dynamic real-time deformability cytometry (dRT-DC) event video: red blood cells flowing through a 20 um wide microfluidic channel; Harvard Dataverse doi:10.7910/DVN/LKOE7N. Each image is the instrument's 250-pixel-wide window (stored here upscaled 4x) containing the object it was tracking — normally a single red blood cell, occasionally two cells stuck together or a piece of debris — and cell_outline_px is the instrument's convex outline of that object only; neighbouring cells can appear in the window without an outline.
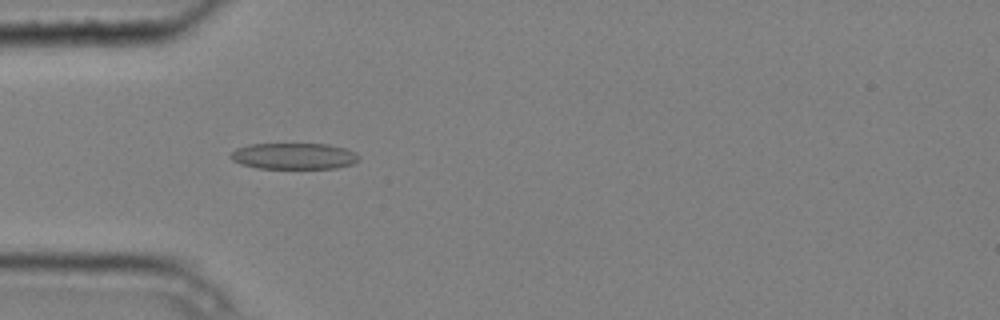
{"species": "common noctule bat (a hibernating species)", "species_latin": "Nyctalus noctula", "temperature_condition": "cold", "stored_images_in_passage": 7, "camera_frame_rate_fps": 3000, "um_per_image_px": 0.085, "animal": {"sex": "male", "body_mass_g": 20.4}, "frame": {"image": 1, "passage_image": 5, "time_ms": 1.333, "image_size_px": [1000, 320], "cell_outline_px": [[360, 160], [352, 164], [336, 168], [256, 168], [240, 164], [232, 160], [228, 156], [236, 148], [248, 144], [328, 144], [344, 148], [356, 152], [360, 156]], "centroid_in_image_um": [24.97, 13.27], "position_along_channel_um": 60.0, "area_um2": 19.77}}
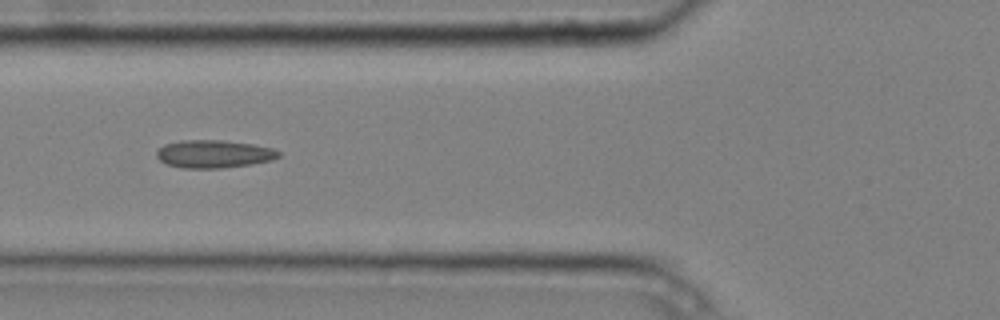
{"frame": {"image": 2, "passage_image": 6, "time_ms": 1.667, "image_size_px": [1000, 320], "cell_outline_px": [[280, 156], [272, 160], [252, 164], [220, 168], [184, 168], [168, 164], [160, 160], [156, 156], [156, 152], [164, 144], [180, 140], [224, 140], [252, 144], [272, 148], [280, 152]], "centroid_in_image_um": [18.18, 13.08], "position_along_channel_um": 107.6, "area_um2": 19.77}}
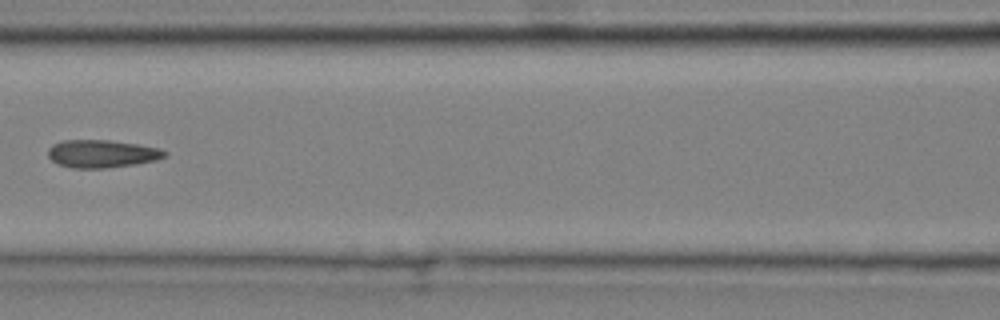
{"frame": {"image": 3, "passage_image": 7, "time_ms": 2.0, "image_size_px": [1000, 320], "cell_outline_px": [[168, 156], [156, 160], [136, 164], [104, 168], [72, 168], [60, 164], [52, 160], [48, 156], [48, 148], [52, 144], [60, 140], [108, 140], [136, 144], [160, 148], [168, 152]], "centroid_in_image_um": [8.67, 13.06], "position_along_channel_um": 157.9, "area_um2": 18.96}}